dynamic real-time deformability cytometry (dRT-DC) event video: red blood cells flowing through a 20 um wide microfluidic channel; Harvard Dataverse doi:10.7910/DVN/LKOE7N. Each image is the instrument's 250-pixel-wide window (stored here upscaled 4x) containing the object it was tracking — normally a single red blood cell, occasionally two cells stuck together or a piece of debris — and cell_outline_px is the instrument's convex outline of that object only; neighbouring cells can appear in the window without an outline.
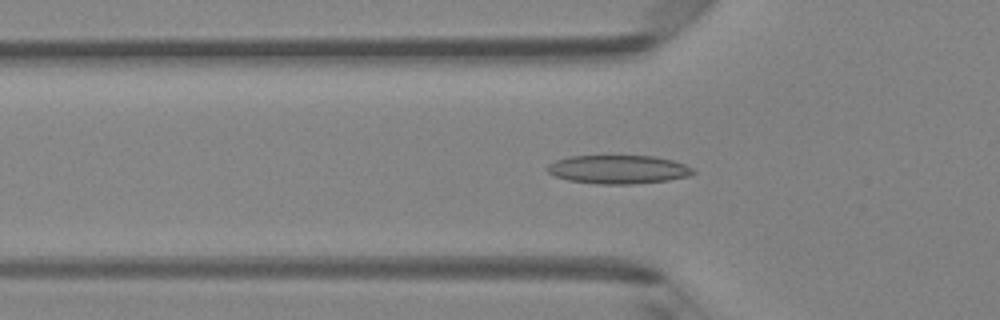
{"species": "Egyptian fruit bat (a non-hibernating species)", "species_latin": "Rousettus aegyptiacus", "temperature_condition": "room temperature", "stored_images_in_passage": 48, "camera_frame_rate_fps": 3000, "um_per_image_px": 0.085, "animal": {"sex": "female"}, "frame": {"image": 1, "passage_image": 16, "time_ms": 5.0, "image_size_px": [1000, 320], "cell_outline_px": [[696, 172], [688, 176], [668, 180], [632, 184], [596, 184], [568, 180], [556, 176], [548, 172], [548, 164], [556, 160], [568, 156], [652, 156], [672, 160], [684, 164], [692, 168]], "centroid_in_image_um": [52.55, 14.4], "position_along_channel_um": 73.3, "area_um2": 24.16}}
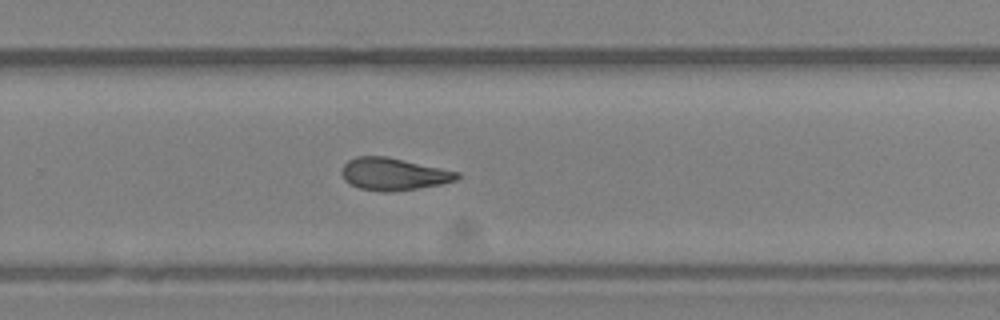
{"frame": {"image": 2, "passage_image": 32, "time_ms": 10.333, "image_size_px": [1000, 320], "cell_outline_px": [[460, 176], [456, 180], [440, 184], [392, 192], [384, 192], [360, 188], [344, 180], [340, 172], [344, 164], [348, 160], [356, 156], [384, 156], [460, 172]], "centroid_in_image_um": [33.42, 14.79], "position_along_channel_um": 296.4, "area_um2": 21.5}}
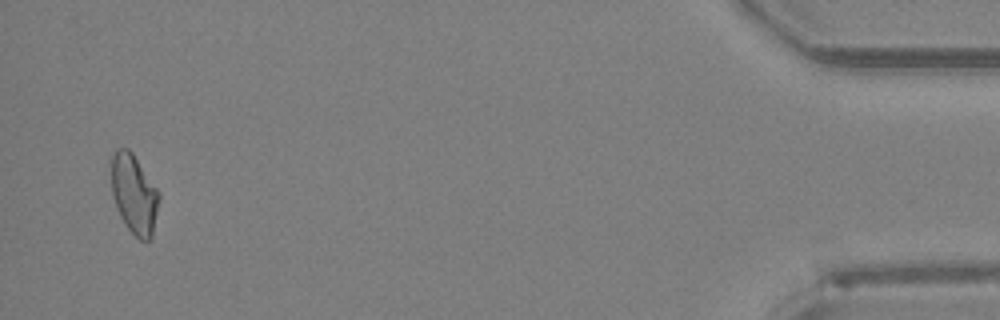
{"frame": {"image": 3, "passage_image": 47, "time_ms": 15.333, "image_size_px": [1000, 320], "cell_outline_px": [[160, 200], [152, 236], [148, 240], [140, 240], [124, 224], [120, 216], [112, 196], [112, 156], [116, 148], [128, 148], [132, 152], [160, 192]], "centroid_in_image_um": [11.41, 16.49], "position_along_channel_um": 423.8, "area_um2": 22.08}, "authors_computed_cell_mechanics": {"area_um2": 22.1374, "velocity_mm_per_s": 4.1863, "shape_relaxation_time_tau1_ms": 10.3524, "shape_relaxation_time_tau2_ms": 3.6456, "deformation_change_tau1": 0.2325, "deformation_change_tau2": 0.1138}}